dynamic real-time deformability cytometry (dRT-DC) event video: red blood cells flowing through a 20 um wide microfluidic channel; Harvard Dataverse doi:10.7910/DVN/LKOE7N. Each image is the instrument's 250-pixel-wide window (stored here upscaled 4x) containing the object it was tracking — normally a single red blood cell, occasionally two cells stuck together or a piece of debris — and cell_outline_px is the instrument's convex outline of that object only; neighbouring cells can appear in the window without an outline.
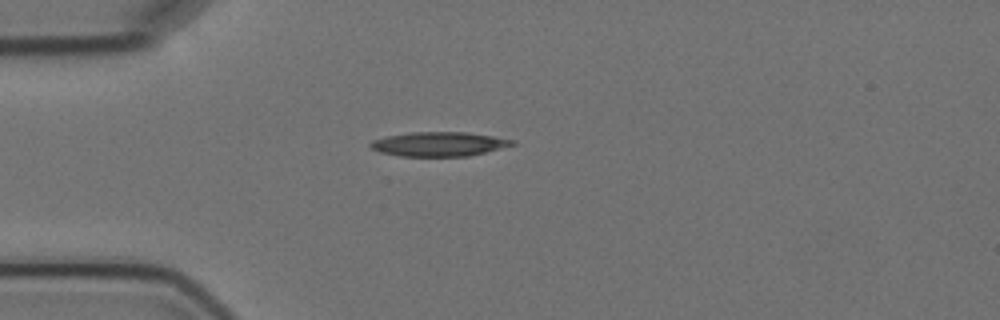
{"species": "Egyptian fruit bat (a non-hibernating species)", "species_latin": "Rousettus aegyptiacus", "temperature_condition": "cold", "stored_images_in_passage": 1, "camera_frame_rate_fps": 3000, "um_per_image_px": 0.085, "animal": {"sex": "female"}, "frame": {"image": 1, "passage_image": 1, "time_ms": 0.0, "image_size_px": [1000, 320], "cell_outline_px": [[516, 144], [468, 156], [400, 156], [380, 152], [372, 148], [368, 144], [372, 140], [388, 136], [412, 132], [464, 132], [492, 136], [516, 140]], "centroid_in_image_um": [37.3, 12.24], "position_along_channel_um": 47.7, "area_um2": 19.88}}